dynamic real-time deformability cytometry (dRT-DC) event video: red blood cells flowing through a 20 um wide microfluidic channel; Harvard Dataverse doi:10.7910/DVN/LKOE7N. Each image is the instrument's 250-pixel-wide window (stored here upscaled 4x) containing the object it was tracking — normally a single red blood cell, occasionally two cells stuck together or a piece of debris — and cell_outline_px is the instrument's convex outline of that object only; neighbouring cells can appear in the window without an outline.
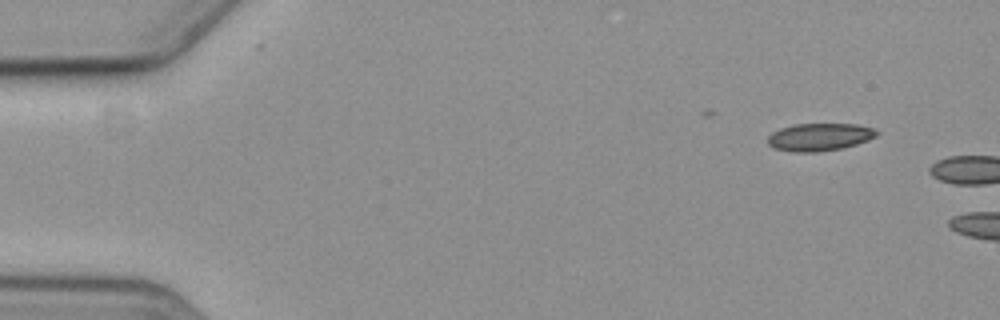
{"species": "common noctule bat (a hibernating species)", "species_latin": "Nyctalus noctula", "temperature_condition": "cold", "stored_images_in_passage": 2, "camera_frame_rate_fps": 3000, "um_per_image_px": 0.085, "animal": {"sex": "female", "body_mass_g": 19.3, "forearm_length_mm": 54.1}, "frame": {"image": 1, "passage_image": 1, "time_ms": 0.0, "image_size_px": [1000, 320], "cell_outline_px": [[880, 132], [876, 136], [868, 140], [844, 148], [816, 152], [792, 152], [772, 148], [768, 144], [768, 136], [772, 132], [780, 128], [796, 124], [856, 124], [876, 128]], "centroid_in_image_um": [69.67, 11.65], "position_along_channel_um": 15.3, "area_um2": 17.74}}